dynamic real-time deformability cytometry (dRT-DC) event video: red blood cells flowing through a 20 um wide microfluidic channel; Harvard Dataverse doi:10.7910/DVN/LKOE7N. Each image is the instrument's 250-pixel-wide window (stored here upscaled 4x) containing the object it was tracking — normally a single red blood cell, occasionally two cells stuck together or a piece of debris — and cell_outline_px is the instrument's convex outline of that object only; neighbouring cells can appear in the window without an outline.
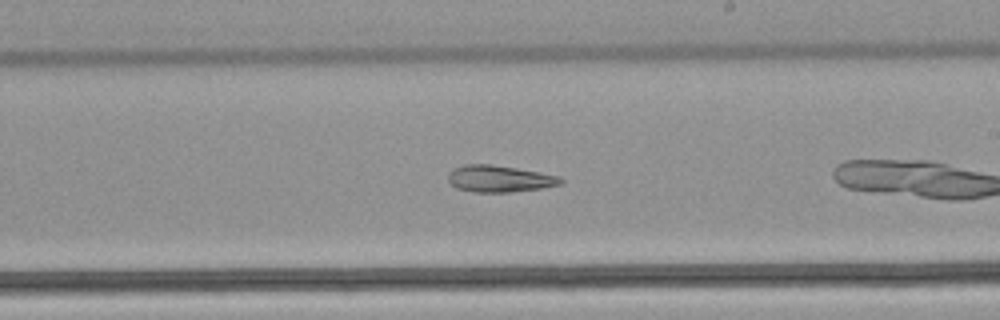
{"species": "common noctule bat (a hibernating species)", "species_latin": "Nyctalus noctula", "temperature_condition": "warm", "stored_images_in_passage": 24, "camera_frame_rate_fps": 3000, "um_per_image_px": 0.085, "animal": {"sex": "male", "body_mass_g": 21.5, "forearm_length_mm": 52.0}, "frame": {"image": 1, "passage_image": 14, "time_ms": 4.333, "image_size_px": [1000, 320], "cell_outline_px": [[564, 180], [560, 184], [540, 188], [508, 192], [472, 192], [456, 188], [448, 180], [448, 172], [452, 168], [464, 164], [488, 164], [516, 168], [540, 172], [560, 176]], "centroid_in_image_um": [42.41, 15.18], "position_along_channel_um": 246.6, "area_um2": 17.51}}